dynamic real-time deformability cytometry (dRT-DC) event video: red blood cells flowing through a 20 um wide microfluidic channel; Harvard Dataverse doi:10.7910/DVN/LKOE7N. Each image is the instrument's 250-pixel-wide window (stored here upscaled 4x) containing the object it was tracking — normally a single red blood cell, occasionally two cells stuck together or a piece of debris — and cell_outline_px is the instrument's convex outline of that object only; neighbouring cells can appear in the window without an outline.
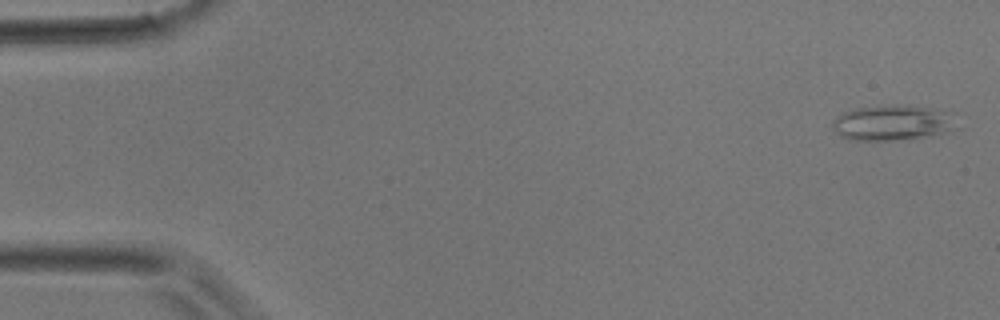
{"species": "common noctule bat (a hibernating species)", "species_latin": "Nyctalus noctula", "temperature_condition": "room temperature", "stored_images_in_passage": 4, "camera_frame_rate_fps": 3000, "um_per_image_px": 0.085, "animal": {"sex": "male", "body_mass_g": 17.9}, "frame": {"image": 1, "passage_image": 1, "time_ms": 0.0, "image_size_px": [1000, 320], "cell_outline_px": [[952, 112], [948, 128], [940, 132], [908, 140], [848, 140], [840, 136], [832, 128], [832, 120], [844, 112], [856, 108], [928, 108]], "centroid_in_image_um": [75.68, 10.49], "position_along_channel_um": 9.3, "area_um2": 23.87}}
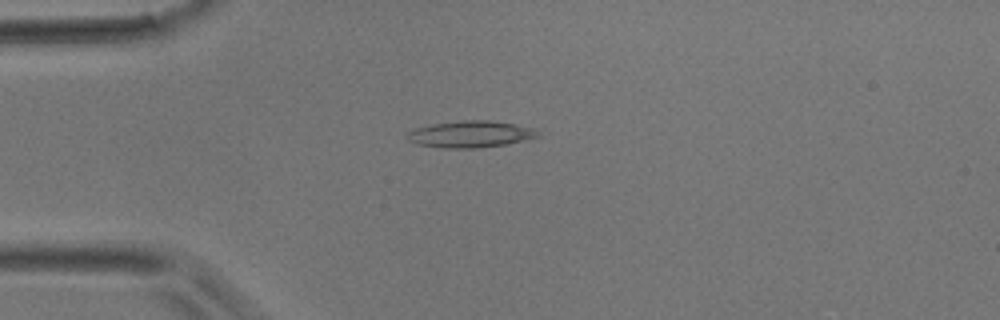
{"frame": {"image": 2, "passage_image": 4, "time_ms": 1.0, "image_size_px": [1000, 320], "cell_outline_px": [[540, 136], [508, 144], [476, 148], [444, 148], [416, 144], [408, 140], [404, 136], [408, 132], [416, 128], [432, 124], [460, 120], [488, 120], [516, 124], [540, 128]], "centroid_in_image_um": [40.04, 11.4], "position_along_channel_um": 45.0, "area_um2": 20.63}}